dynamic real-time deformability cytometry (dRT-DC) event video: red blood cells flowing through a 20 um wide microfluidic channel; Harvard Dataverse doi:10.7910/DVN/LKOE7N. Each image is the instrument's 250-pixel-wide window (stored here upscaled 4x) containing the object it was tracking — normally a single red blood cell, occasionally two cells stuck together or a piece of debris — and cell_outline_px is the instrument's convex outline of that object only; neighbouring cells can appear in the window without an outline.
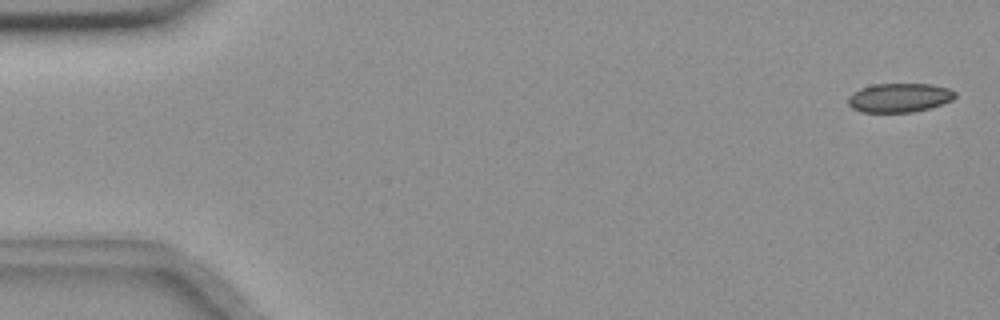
{"species": "common noctule bat (a hibernating species)", "species_latin": "Nyctalus noctula", "temperature_condition": "room temperature", "stored_images_in_passage": 4, "camera_frame_rate_fps": 3000, "um_per_image_px": 0.085, "animal": {"sex": "female", "body_mass_g": 18.4}, "frame": {"image": 1, "passage_image": 1, "time_ms": 0.0, "image_size_px": [1000, 320], "cell_outline_px": [[956, 96], [952, 100], [928, 108], [912, 112], [860, 112], [852, 108], [848, 104], [848, 96], [852, 92], [860, 88], [876, 84], [932, 84], [948, 88], [956, 92]], "centroid_in_image_um": [76.42, 8.3], "position_along_channel_um": 8.6, "area_um2": 18.09}}